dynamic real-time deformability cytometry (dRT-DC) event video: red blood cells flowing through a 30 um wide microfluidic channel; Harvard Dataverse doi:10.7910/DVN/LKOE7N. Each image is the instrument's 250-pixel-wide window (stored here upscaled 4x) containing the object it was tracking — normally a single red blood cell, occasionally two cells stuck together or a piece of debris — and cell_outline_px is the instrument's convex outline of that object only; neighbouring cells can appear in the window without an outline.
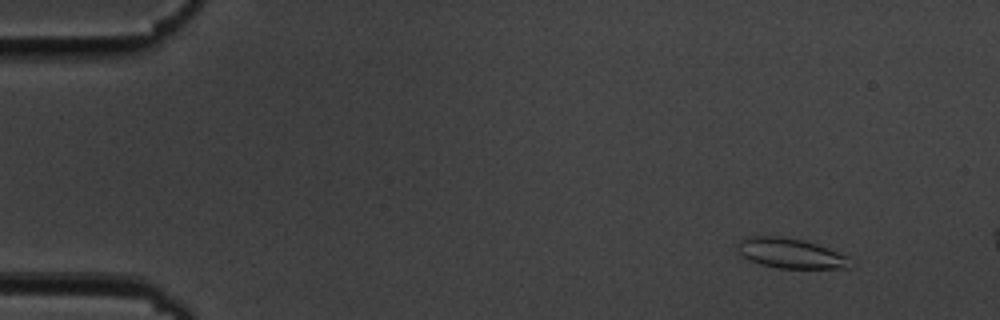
{"species": "common noctule bat (a hibernating species)", "species_latin": "Nyctalus noctula", "temperature_condition": "cold", "stored_images_in_passage": 15, "camera_frame_rate_fps": 3000, "um_per_image_px": 0.085, "animal": {"sex": "male", "body_mass_g": 19.5, "forearm_length_mm": 54.6}, "frame": {"image": 1, "passage_image": 5, "time_ms": 1.333, "image_size_px": [1000, 320], "cell_outline_px": [[852, 268], [780, 268], [760, 264], [748, 260], [736, 248], [740, 240], [744, 236], [784, 236], [804, 240], [816, 244], [848, 256]], "centroid_in_image_um": [67.18, 21.52], "position_along_channel_um": 17.8, "area_um2": 19.71}}